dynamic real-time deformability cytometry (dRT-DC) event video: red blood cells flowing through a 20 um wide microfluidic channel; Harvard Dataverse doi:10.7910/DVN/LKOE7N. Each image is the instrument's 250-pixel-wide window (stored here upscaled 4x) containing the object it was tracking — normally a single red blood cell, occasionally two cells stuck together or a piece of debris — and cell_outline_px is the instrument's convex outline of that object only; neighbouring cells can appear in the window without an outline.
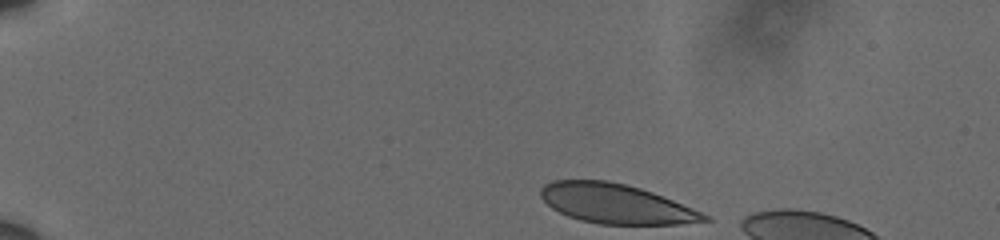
{"species": "human", "species_latin": "Homo sapiens", "temperature_condition": "cold", "stored_images_in_passage": 9, "camera_frame_rate_fps": 3000, "um_per_image_px": 0.085, "donor": {"sex": "male"}, "frame": {"image": 1, "passage_image": 1, "time_ms": 0.0, "image_size_px": [1000, 240], "cell_outline_px": [[712, 220], [680, 224], [600, 224], [580, 220], [568, 216], [552, 208], [540, 196], [540, 188], [544, 184], [552, 180], [608, 180], [640, 188], [652, 192], [712, 216]], "centroid_in_image_um": [52.35, 17.31], "position_along_channel_um": 32.7, "area_um2": 37.63}}